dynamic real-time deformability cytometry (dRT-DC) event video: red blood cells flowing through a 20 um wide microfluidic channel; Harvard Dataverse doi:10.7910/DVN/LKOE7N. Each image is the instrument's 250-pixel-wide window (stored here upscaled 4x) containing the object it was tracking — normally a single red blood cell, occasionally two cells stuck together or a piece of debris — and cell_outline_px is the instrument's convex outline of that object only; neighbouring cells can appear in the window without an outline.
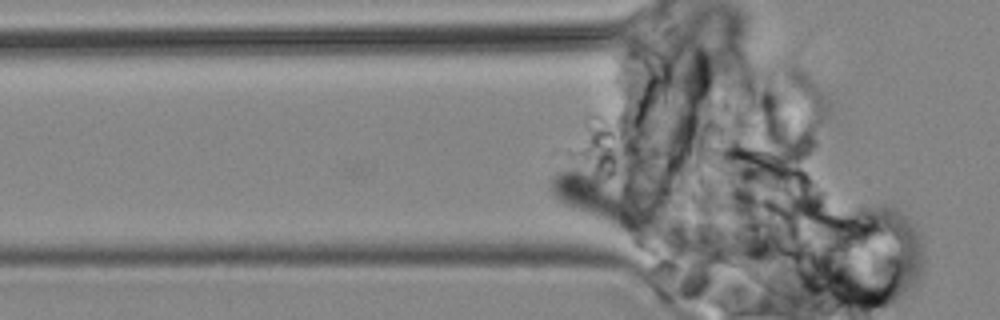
{"species": "common noctule bat (a hibernating species)", "species_latin": "Nyctalus noctula", "temperature_condition": "cold", "stored_images_in_passage": 6, "camera_frame_rate_fps": 3000, "um_per_image_px": 0.085, "animal": {"sex": "male", "body_mass_g": 19.2, "forearm_length_mm": 51.8}, "frame": {"image": 1, "passage_image": 3, "time_ms": 2.333, "image_size_px": [1000, 320], "cell_outline_px": [[636, 228], [632, 232], [628, 232], [564, 204], [552, 192], [552, 180], [560, 172], [576, 164], [584, 168], [616, 196], [620, 200], [636, 224]], "centroid_in_image_um": [50.25, 16.8], "position_along_channel_um": 75.5, "area_um2": 19.83}}
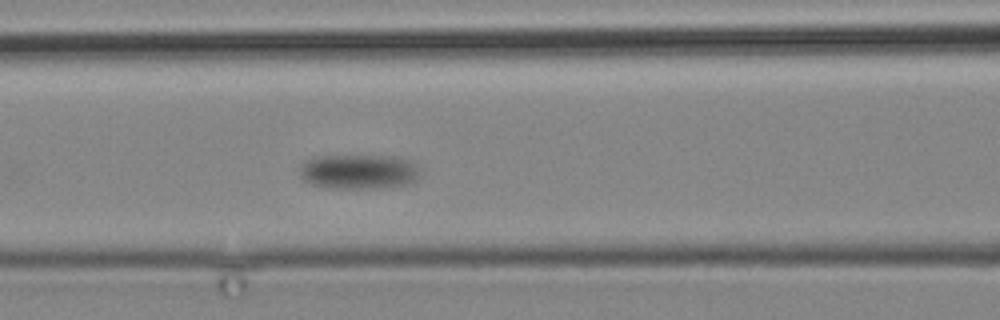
{"frame": {"image": 2, "passage_image": 6, "time_ms": 5.667, "image_size_px": [1000, 320], "cell_outline_px": [[420, 168], [416, 180], [404, 184], [376, 188], [332, 188], [312, 184], [304, 180], [300, 176], [300, 164], [316, 156], [396, 156], [412, 160]], "centroid_in_image_um": [30.5, 14.57], "position_along_channel_um": 136.1, "area_um2": 24.33}}